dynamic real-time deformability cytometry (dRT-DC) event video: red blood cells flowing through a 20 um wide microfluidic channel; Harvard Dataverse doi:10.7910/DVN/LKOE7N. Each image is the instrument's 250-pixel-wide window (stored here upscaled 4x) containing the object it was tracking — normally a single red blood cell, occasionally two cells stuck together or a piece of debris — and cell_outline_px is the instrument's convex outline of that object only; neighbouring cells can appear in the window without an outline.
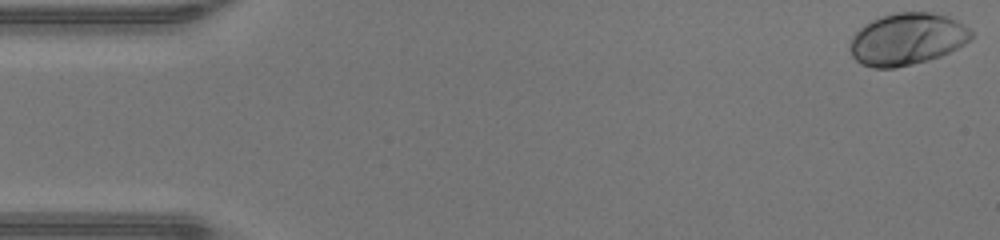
{"species": "human", "species_latin": "Homo sapiens", "temperature_condition": "warm", "stored_images_in_passage": 47, "camera_frame_rate_fps": 3000, "um_per_image_px": 0.085, "donor": {"sex": "male"}, "frame": {"image": 1, "passage_image": 1, "time_ms": 0.0, "image_size_px": [1000, 240], "cell_outline_px": [[972, 36], [964, 44], [940, 56], [928, 60], [896, 68], [872, 68], [860, 64], [852, 56], [852, 36], [864, 24], [880, 16], [896, 12], [932, 12], [948, 16], [956, 20], [968, 28], [972, 32]], "centroid_in_image_um": [77.09, 3.32], "position_along_channel_um": 7.9, "area_um2": 36.53}}
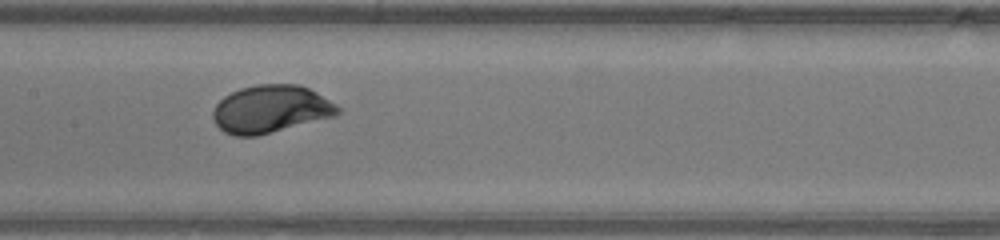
{"frame": {"image": 2, "passage_image": 23, "time_ms": 7.333, "image_size_px": [1000, 240], "cell_outline_px": [[340, 112], [336, 116], [256, 136], [236, 136], [224, 132], [216, 124], [212, 116], [212, 112], [216, 104], [224, 96], [240, 88], [256, 84], [300, 84], [316, 92], [336, 104], [340, 108]], "centroid_in_image_um": [23.01, 9.27], "position_along_channel_um": 184.4, "area_um2": 34.68}}
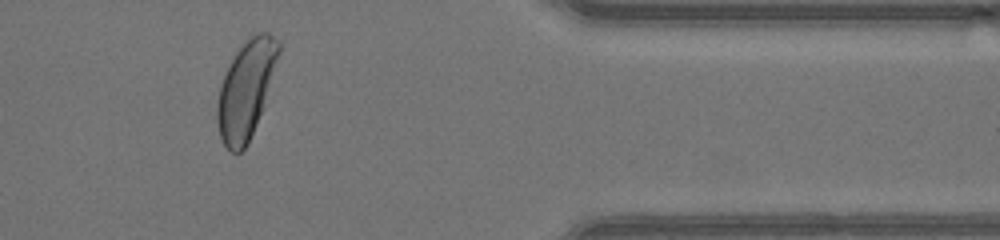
{"frame": {"image": 3, "passage_image": 39, "time_ms": 12.667, "image_size_px": [1000, 240], "cell_outline_px": [[280, 52], [256, 124], [248, 144], [240, 152], [232, 152], [224, 144], [220, 136], [216, 116], [216, 108], [220, 84], [236, 52], [248, 36], [256, 32], [268, 32], [280, 40]], "centroid_in_image_um": [20.9, 7.57], "position_along_channel_um": 390.5, "area_um2": 34.28}, "authors_computed_cell_mechanics": {"area_um2": 34.3332, "velocity_mm_per_s": 4.3649, "shape_relaxation_time_tau1_ms": 2.1322, "shape_relaxation_time_tau2_ms": null, "deformation_change_tau1": 0.1472, "deformation_change_tau2": null}}